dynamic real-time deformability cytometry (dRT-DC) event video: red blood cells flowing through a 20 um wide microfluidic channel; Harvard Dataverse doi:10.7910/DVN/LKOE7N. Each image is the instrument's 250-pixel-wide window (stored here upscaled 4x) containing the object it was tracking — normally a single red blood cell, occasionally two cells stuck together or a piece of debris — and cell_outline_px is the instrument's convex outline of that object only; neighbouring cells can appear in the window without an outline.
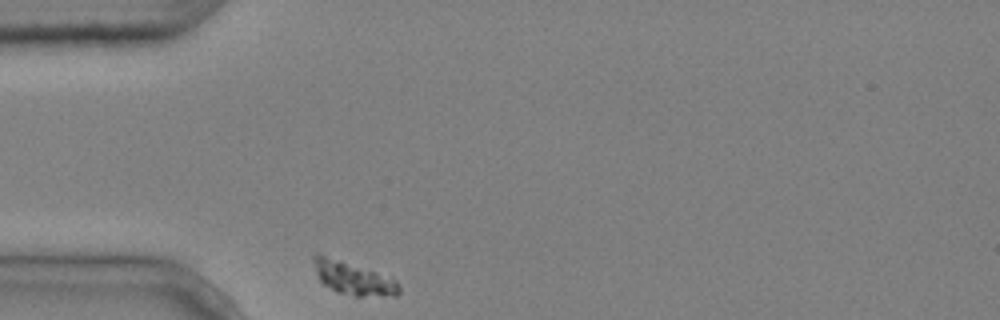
{"species": "common noctule bat (a hibernating species)", "species_latin": "Nyctalus noctula", "temperature_condition": "cold", "stored_images_in_passage": 1, "camera_frame_rate_fps": 3000, "um_per_image_px": 0.085, "animal": {"sex": "male", "body_mass_g": 20.4}, "frame": {"image": 1, "passage_image": 1, "time_ms": 0.0, "image_size_px": [1000, 320], "cell_outline_px": [[400, 292], [396, 296], [356, 296], [336, 292], [324, 284], [320, 280], [316, 272], [312, 260], [312, 256], [324, 256], [340, 260], [392, 276], [396, 280], [400, 288]], "centroid_in_image_um": [30.09, 23.68], "position_along_channel_um": 54.9, "area_um2": 16.36}}